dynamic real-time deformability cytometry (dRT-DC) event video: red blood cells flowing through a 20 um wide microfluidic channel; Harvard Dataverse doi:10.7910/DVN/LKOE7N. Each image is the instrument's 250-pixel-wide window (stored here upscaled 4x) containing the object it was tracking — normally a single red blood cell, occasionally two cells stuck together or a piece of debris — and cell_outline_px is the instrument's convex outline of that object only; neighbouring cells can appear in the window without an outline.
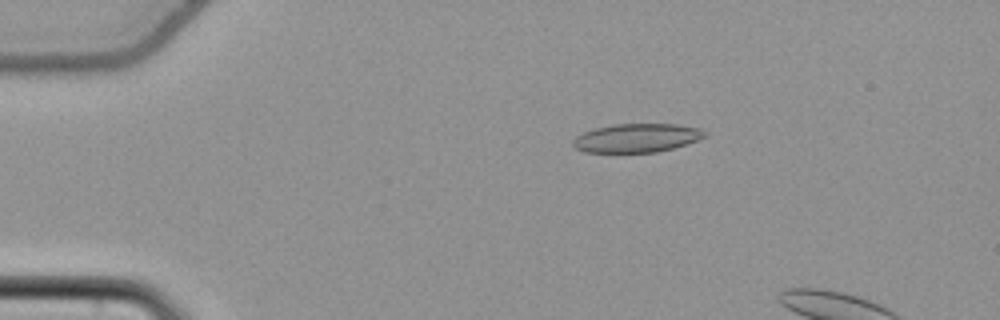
{"species": "common noctule bat (a hibernating species)", "species_latin": "Nyctalus noctula", "temperature_condition": "cold", "stored_images_in_passage": 9, "camera_frame_rate_fps": 3000, "um_per_image_px": 0.085, "animal": {"sex": "female", "body_mass_g": 22.7, "forearm_length_mm": 54.2}, "frame": {"image": 1, "passage_image": 4, "time_ms": 1.0, "image_size_px": [1000, 320], "cell_outline_px": [[708, 132], [704, 136], [696, 140], [672, 148], [656, 152], [584, 152], [576, 148], [572, 144], [572, 140], [576, 136], [584, 132], [596, 128], [612, 124], [676, 124], [700, 128]], "centroid_in_image_um": [54.1, 11.72], "position_along_channel_um": 30.9, "area_um2": 21.85}}